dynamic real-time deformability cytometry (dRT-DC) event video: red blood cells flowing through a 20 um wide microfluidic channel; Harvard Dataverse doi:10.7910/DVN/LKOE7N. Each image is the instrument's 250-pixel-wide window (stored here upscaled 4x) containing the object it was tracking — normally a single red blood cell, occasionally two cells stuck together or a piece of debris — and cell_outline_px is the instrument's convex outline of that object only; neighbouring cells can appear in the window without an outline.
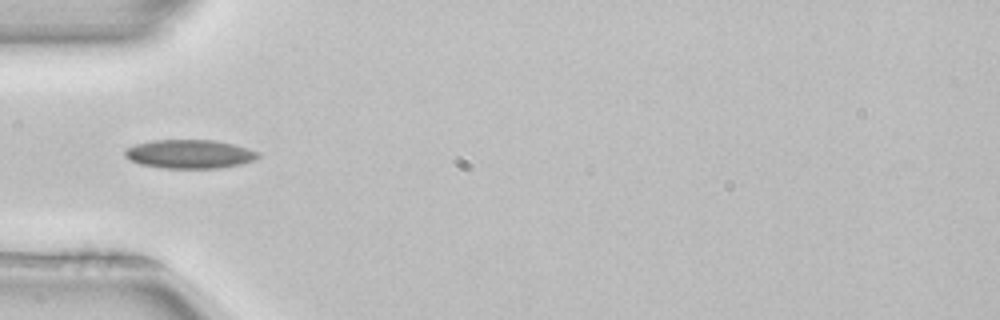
{"species": "common noctule bat (a hibernating species)", "species_latin": "Nyctalus noctula", "temperature_condition": "room temperature", "stored_images_in_passage": 50, "camera_frame_rate_fps": 3000, "um_per_image_px": 0.085, "animal": {"sex": "female", "body_mass_g": 22.7, "forearm_length_mm": 54.2}, "frame": {"image": 1, "passage_image": 15, "time_ms": 4.667, "image_size_px": [1000, 320], "cell_outline_px": [[260, 156], [252, 160], [240, 164], [220, 168], [160, 168], [140, 164], [124, 156], [124, 148], [136, 144], [152, 140], [212, 140], [232, 144], [248, 148], [260, 152]], "centroid_in_image_um": [16.09, 13.09], "position_along_channel_um": 68.9, "area_um2": 22.31}}